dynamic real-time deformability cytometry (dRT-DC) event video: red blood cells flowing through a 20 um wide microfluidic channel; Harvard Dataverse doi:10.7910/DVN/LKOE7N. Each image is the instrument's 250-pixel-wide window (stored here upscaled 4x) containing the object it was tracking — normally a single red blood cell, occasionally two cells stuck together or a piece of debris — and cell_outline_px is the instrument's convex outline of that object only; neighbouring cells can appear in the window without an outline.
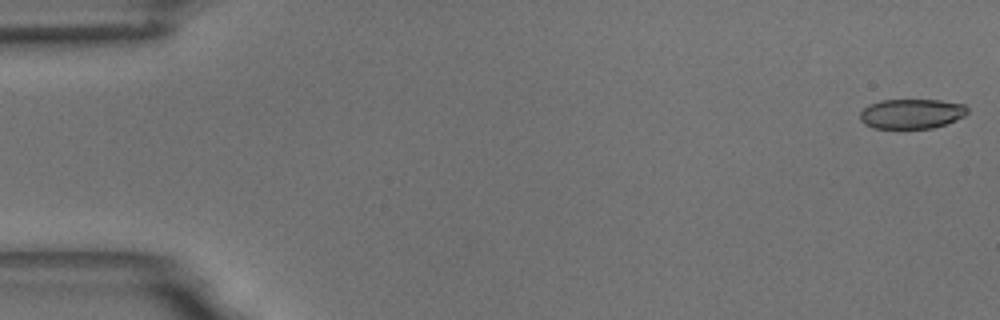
{"species": "common noctule bat (a hibernating species)", "species_latin": "Nyctalus noctula", "temperature_condition": "room temperature", "stored_images_in_passage": 55, "camera_frame_rate_fps": 3000, "um_per_image_px": 0.085, "animal": {"sex": "male", "body_mass_g": 18.8}, "frame": {"image": 1, "passage_image": 1, "time_ms": 0.0, "image_size_px": [1000, 320], "cell_outline_px": [[968, 112], [964, 116], [956, 120], [932, 128], [872, 128], [864, 124], [860, 120], [860, 112], [868, 104], [880, 100], [940, 100], [964, 104], [968, 108]], "centroid_in_image_um": [77.46, 9.66], "position_along_channel_um": 7.5, "area_um2": 18.73}}
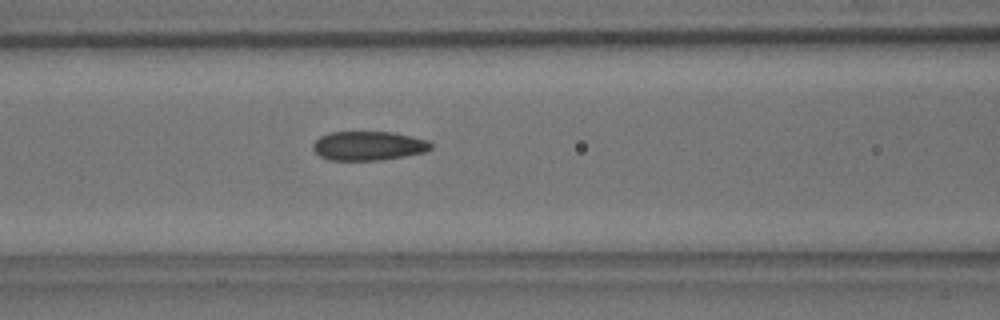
{"frame": {"image": 2, "passage_image": 23, "time_ms": 7.333, "image_size_px": [1000, 320], "cell_outline_px": [[432, 148], [424, 152], [404, 156], [380, 160], [328, 160], [320, 156], [312, 148], [312, 144], [320, 136], [328, 132], [392, 132], [412, 136], [428, 140], [432, 144]], "centroid_in_image_um": [31.3, 12.39], "position_along_channel_um": 135.3, "area_um2": 20.06}}
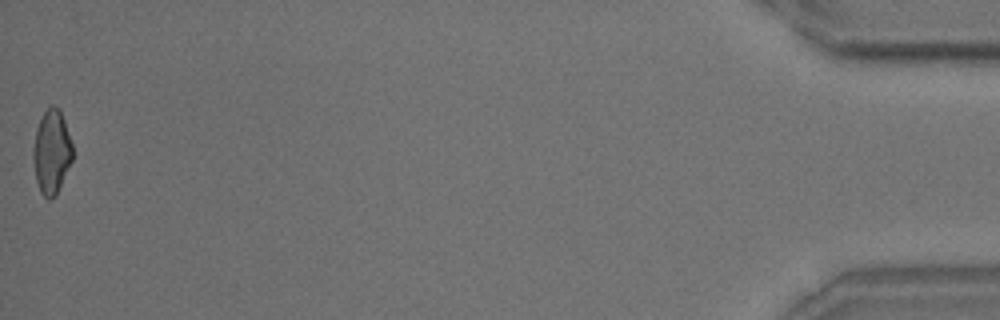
{"frame": {"image": 3, "passage_image": 55, "time_ms": 18.0, "image_size_px": [1000, 320], "cell_outline_px": [[72, 160], [56, 196], [52, 200], [48, 200], [40, 192], [36, 180], [32, 156], [32, 148], [36, 128], [44, 112], [52, 104], [60, 108], [72, 144]], "centroid_in_image_um": [4.37, 12.93], "position_along_channel_um": 430.8, "area_um2": 19.42}, "authors_computed_cell_mechanics": {"area_um2": 20.1144, "velocity_mm_per_s": 3.6748, "shape_relaxation_time_tau1_ms": 6.3822, "shape_relaxation_time_tau2_ms": 2.0858, "deformation_change_tau1": 0.1407, "deformation_change_tau2": 0.0937}}